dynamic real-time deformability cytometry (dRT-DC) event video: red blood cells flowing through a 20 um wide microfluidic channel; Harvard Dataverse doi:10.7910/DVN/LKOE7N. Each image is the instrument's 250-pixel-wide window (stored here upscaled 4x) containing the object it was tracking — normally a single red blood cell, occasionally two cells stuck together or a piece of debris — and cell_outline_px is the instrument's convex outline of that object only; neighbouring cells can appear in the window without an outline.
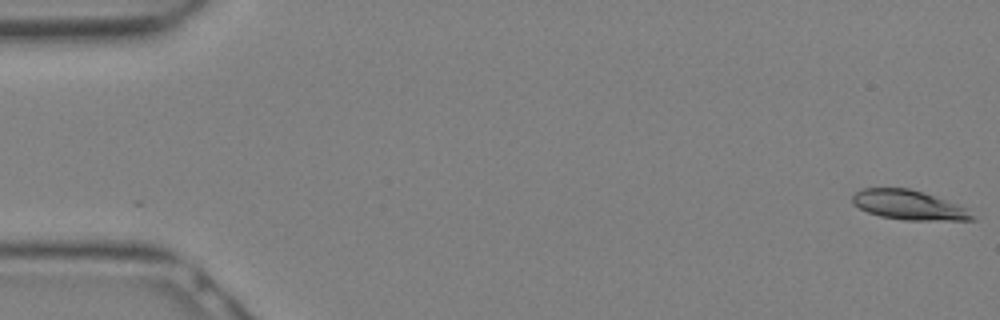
{"species": "Egyptian fruit bat (a non-hibernating species)", "species_latin": "Rousettus aegyptiacus", "temperature_condition": "warm", "stored_images_in_passage": 11, "camera_frame_rate_fps": 3000, "um_per_image_px": 0.085, "animal": {"sex": "female"}, "frame": {"image": 1, "passage_image": 1, "time_ms": 0.0, "image_size_px": [1000, 320], "cell_outline_px": [[976, 220], [904, 220], [880, 216], [868, 212], [852, 204], [852, 196], [856, 192], [864, 188], [908, 188], [968, 208]], "centroid_in_image_um": [77.22, 17.44], "position_along_channel_um": 7.8, "area_um2": 20.29}}
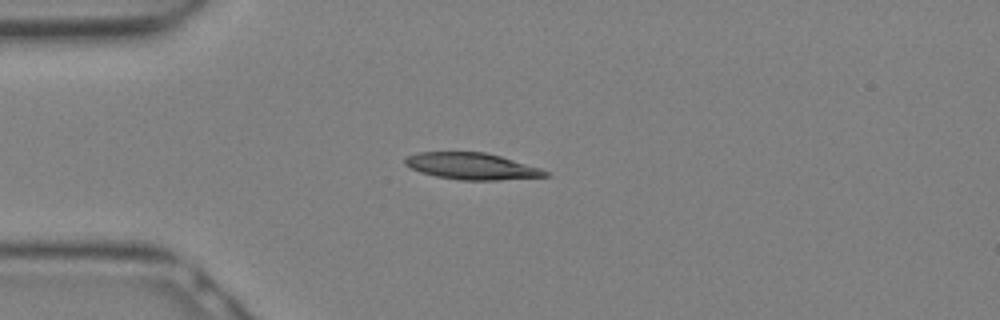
{"frame": {"image": 2, "passage_image": 8, "time_ms": 2.333, "image_size_px": [1000, 320], "cell_outline_px": [[552, 176], [500, 180], [460, 180], [436, 176], [420, 172], [404, 164], [404, 156], [416, 152], [484, 152], [500, 156], [540, 168], [548, 172]], "centroid_in_image_um": [40.08, 14.13], "position_along_channel_um": 44.9, "area_um2": 21.79}}
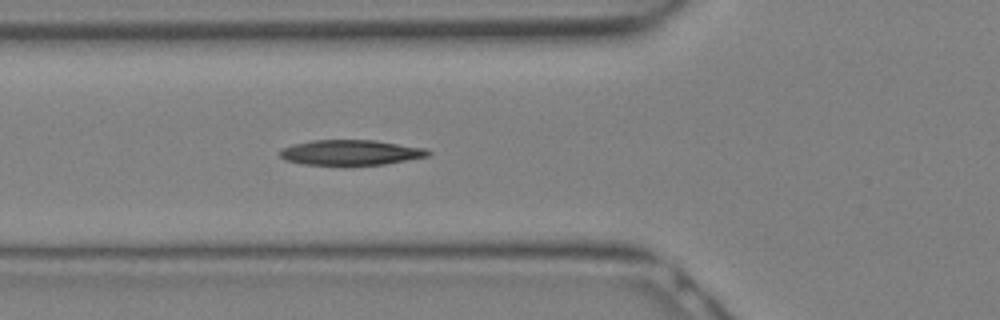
{"frame": {"image": 3, "passage_image": 11, "time_ms": 3.333, "image_size_px": [1000, 320], "cell_outline_px": [[432, 152], [428, 156], [384, 164], [304, 164], [284, 160], [280, 156], [280, 148], [292, 144], [312, 140], [376, 140], [428, 148]], "centroid_in_image_um": [29.82, 12.94], "position_along_channel_um": 96.0, "area_um2": 21.73}}